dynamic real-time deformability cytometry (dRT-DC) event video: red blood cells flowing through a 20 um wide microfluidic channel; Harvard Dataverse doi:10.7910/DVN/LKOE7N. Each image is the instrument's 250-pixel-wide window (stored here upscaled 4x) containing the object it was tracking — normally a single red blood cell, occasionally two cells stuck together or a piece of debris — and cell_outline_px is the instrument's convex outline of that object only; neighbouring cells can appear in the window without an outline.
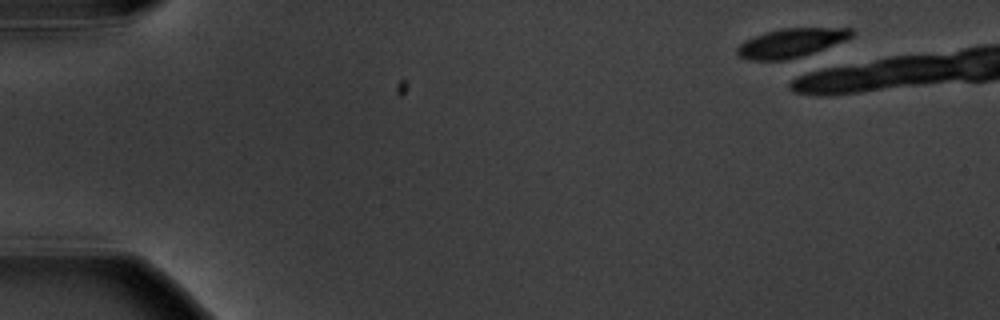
{"species": "common noctule bat (a hibernating species)", "species_latin": "Nyctalus noctula", "temperature_condition": "warm", "stored_images_in_passage": 9, "camera_frame_rate_fps": 3000, "um_per_image_px": 0.085, "animal": {"sex": "male", "body_mass_g": 20.1, "forearm_length_mm": 53.5}, "frame": {"image": 1, "passage_image": 1, "time_ms": 0.0, "image_size_px": [1000, 320], "cell_outline_px": [[856, 32], [852, 36], [844, 40], [824, 48], [800, 56], [784, 60], [748, 60], [740, 56], [736, 52], [736, 48], [744, 40], [764, 32], [780, 28], [852, 28]], "centroid_in_image_um": [67.2, 3.63], "position_along_channel_um": 17.8, "area_um2": 19.13}}